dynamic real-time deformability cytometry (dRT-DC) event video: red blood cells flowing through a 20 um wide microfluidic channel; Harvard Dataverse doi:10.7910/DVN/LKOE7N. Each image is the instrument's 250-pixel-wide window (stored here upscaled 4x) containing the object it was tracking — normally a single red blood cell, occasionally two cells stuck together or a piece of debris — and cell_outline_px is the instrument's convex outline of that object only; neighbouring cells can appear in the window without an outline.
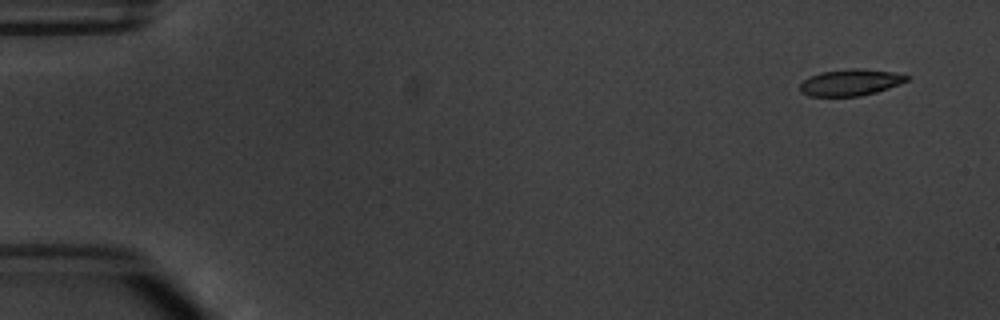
{"species": "common noctule bat (a hibernating species)", "species_latin": "Nyctalus noctula", "temperature_condition": "warm", "stored_images_in_passage": 4, "camera_frame_rate_fps": 3000, "um_per_image_px": 0.085, "animal": {"sex": "male", "body_mass_g": 20.1, "forearm_length_mm": 53.5}, "frame": {"image": 1, "passage_image": 1, "time_ms": 0.0, "image_size_px": [1000, 320], "cell_outline_px": [[908, 80], [900, 84], [876, 92], [860, 96], [808, 96], [800, 92], [800, 84], [804, 80], [820, 72], [852, 68], [860, 68], [896, 72], [908, 76]], "centroid_in_image_um": [72.29, 7.0], "position_along_channel_um": 12.7, "area_um2": 16.47}}